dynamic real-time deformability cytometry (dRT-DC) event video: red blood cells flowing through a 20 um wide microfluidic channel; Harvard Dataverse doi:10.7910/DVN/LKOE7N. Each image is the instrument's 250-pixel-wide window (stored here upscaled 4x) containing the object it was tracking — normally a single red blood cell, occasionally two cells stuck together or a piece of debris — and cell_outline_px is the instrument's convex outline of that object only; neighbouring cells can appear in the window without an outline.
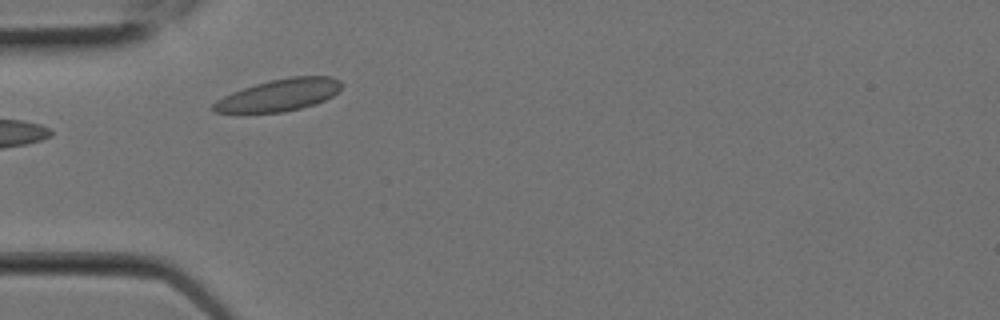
{"species": "Egyptian fruit bat (a non-hibernating species)", "species_latin": "Rousettus aegyptiacus", "temperature_condition": "room temperature", "stored_images_in_passage": 12, "camera_frame_rate_fps": 3000, "um_per_image_px": 0.085, "animal": {"sex": "female"}, "frame": {"image": 1, "passage_image": 7, "time_ms": 2.0, "image_size_px": [1000, 320], "cell_outline_px": [[344, 84], [332, 96], [316, 104], [284, 112], [236, 116], [212, 112], [212, 104], [216, 100], [232, 92], [256, 84], [272, 80], [292, 76], [332, 76], [340, 80]], "centroid_in_image_um": [23.63, 8.14], "position_along_channel_um": 61.4, "area_um2": 24.74}}
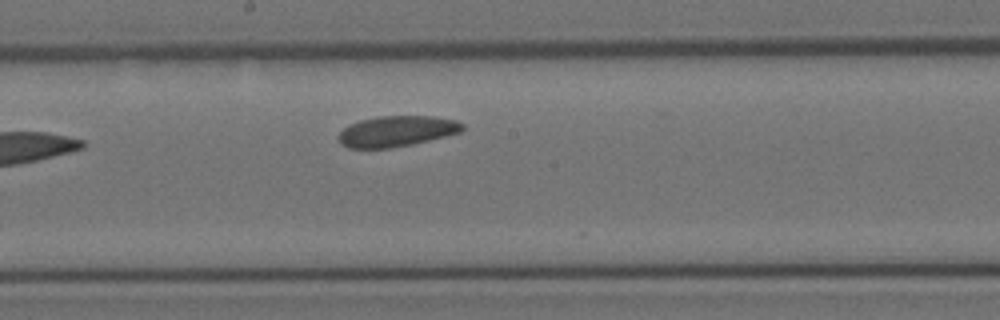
{"frame": {"image": 2, "passage_image": 12, "time_ms": 3.667, "image_size_px": [1000, 320], "cell_outline_px": [[464, 128], [460, 132], [412, 144], [388, 148], [348, 148], [340, 144], [336, 136], [348, 124], [360, 120], [380, 116], [432, 116], [456, 120], [464, 124]], "centroid_in_image_um": [33.67, 11.15], "position_along_channel_um": 214.5, "area_um2": 22.2}}